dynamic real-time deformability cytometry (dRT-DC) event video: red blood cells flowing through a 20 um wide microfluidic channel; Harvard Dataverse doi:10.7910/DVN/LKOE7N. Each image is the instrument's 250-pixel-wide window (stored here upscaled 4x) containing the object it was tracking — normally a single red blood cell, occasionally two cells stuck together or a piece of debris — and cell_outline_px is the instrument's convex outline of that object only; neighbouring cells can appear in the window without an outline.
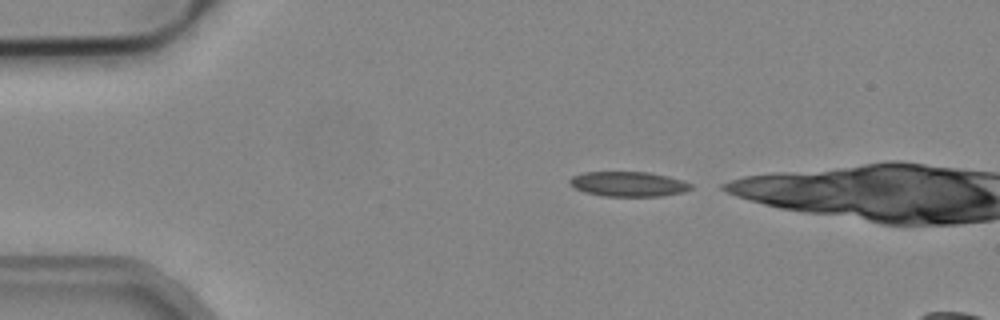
{"species": "common noctule bat (a hibernating species)", "species_latin": "Nyctalus noctula", "temperature_condition": "cold", "stored_images_in_passage": 2, "camera_frame_rate_fps": 3000, "um_per_image_px": 0.085, "animal": {"sex": "male", "body_mass_g": 19.2, "forearm_length_mm": 51.8}, "frame": {"image": 1, "passage_image": 1, "time_ms": 0.0, "image_size_px": [1000, 320], "cell_outline_px": [[692, 188], [684, 192], [660, 196], [604, 196], [584, 192], [576, 188], [568, 180], [572, 176], [580, 172], [648, 172], [668, 176], [684, 180], [692, 184]], "centroid_in_image_um": [53.43, 15.64], "position_along_channel_um": 31.6, "area_um2": 17.63}}